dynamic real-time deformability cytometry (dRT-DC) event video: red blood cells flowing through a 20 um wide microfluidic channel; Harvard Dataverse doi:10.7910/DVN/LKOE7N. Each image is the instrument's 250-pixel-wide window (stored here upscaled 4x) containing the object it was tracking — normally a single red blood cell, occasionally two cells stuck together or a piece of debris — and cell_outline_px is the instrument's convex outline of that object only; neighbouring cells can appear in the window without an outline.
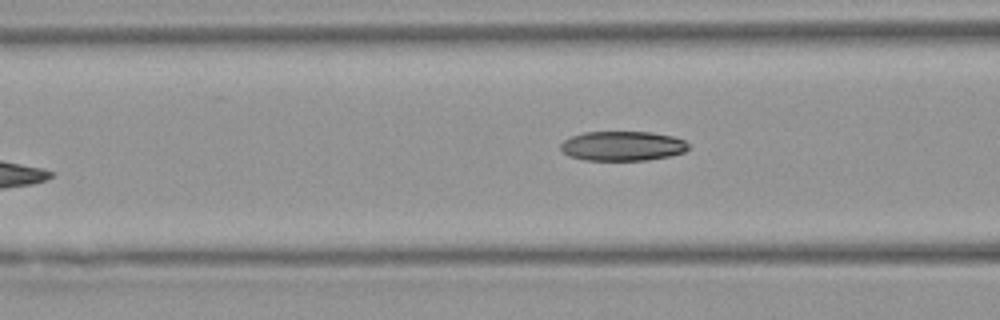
{"species": "Egyptian fruit bat (a non-hibernating species)", "species_latin": "Rousettus aegyptiacus", "temperature_condition": "warm", "stored_images_in_passage": 5, "camera_frame_rate_fps": 3000, "um_per_image_px": 0.085, "animal": {"sex": "female"}, "frame": {"image": 1, "passage_image": 5, "time_ms": 5.0, "image_size_px": [1000, 320], "cell_outline_px": [[688, 148], [684, 152], [672, 156], [648, 160], [584, 160], [568, 156], [560, 148], [560, 144], [564, 140], [572, 136], [584, 132], [652, 132], [672, 136], [684, 140], [688, 144]], "centroid_in_image_um": [52.91, 12.41], "position_along_channel_um": 113.7, "area_um2": 22.14}}